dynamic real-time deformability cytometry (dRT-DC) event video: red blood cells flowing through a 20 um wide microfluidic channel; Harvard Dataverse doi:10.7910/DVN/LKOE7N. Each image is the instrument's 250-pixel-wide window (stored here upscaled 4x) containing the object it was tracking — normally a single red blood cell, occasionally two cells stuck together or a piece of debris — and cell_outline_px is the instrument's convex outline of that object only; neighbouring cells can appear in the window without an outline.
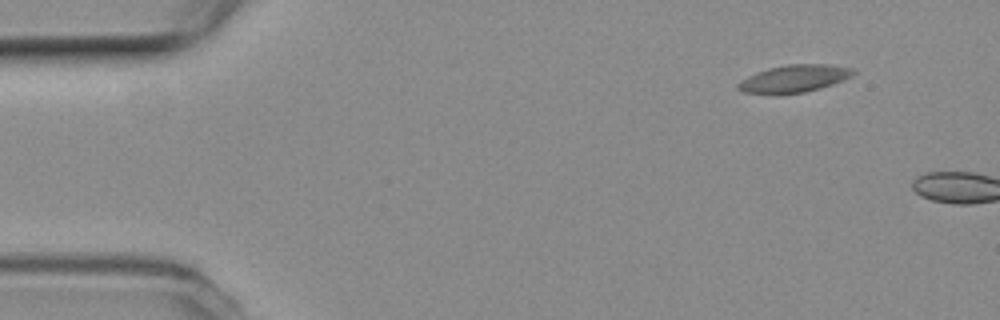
{"species": "common noctule bat (a hibernating species)", "species_latin": "Nyctalus noctula", "temperature_condition": "room temperature", "stored_images_in_passage": 3, "camera_frame_rate_fps": 3000, "um_per_image_px": 0.085, "animal": {"sex": "female", "body_mass_g": 19.3, "forearm_length_mm": 54.1}, "frame": {"image": 1, "passage_image": 1, "time_ms": 0.0, "image_size_px": [1000, 320], "cell_outline_px": [[856, 72], [852, 76], [844, 80], [820, 88], [804, 92], [780, 96], [776, 96], [744, 92], [736, 88], [736, 84], [740, 80], [756, 72], [768, 68], [788, 64], [828, 64], [852, 68]], "centroid_in_image_um": [67.45, 6.71], "position_along_channel_um": 17.5, "area_um2": 18.9}}